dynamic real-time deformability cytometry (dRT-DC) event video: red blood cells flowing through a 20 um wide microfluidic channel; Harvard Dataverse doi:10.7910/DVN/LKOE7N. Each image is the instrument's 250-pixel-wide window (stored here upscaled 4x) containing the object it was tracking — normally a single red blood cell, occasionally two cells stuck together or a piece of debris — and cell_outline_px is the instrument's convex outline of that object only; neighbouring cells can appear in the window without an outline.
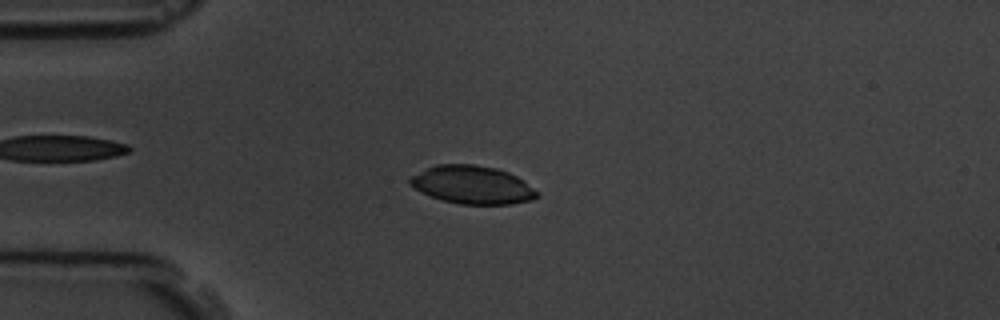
{"species": "common noctule bat (a hibernating species)", "species_latin": "Nyctalus noctula", "temperature_condition": "room temperature", "stored_images_in_passage": 8, "camera_frame_rate_fps": 3000, "um_per_image_px": 0.085, "animal": {"sex": "male", "body_mass_g": 19.5, "forearm_length_mm": 54.6}, "frame": {"image": 1, "passage_image": 4, "time_ms": 3.333, "image_size_px": [1000, 320], "cell_outline_px": [[540, 196], [532, 200], [512, 204], [460, 204], [440, 200], [420, 192], [408, 184], [408, 180], [412, 176], [436, 164], [476, 164], [496, 168], [508, 172], [516, 176], [540, 192]], "centroid_in_image_um": [40.16, 15.72], "position_along_channel_um": 44.8, "area_um2": 28.38}}
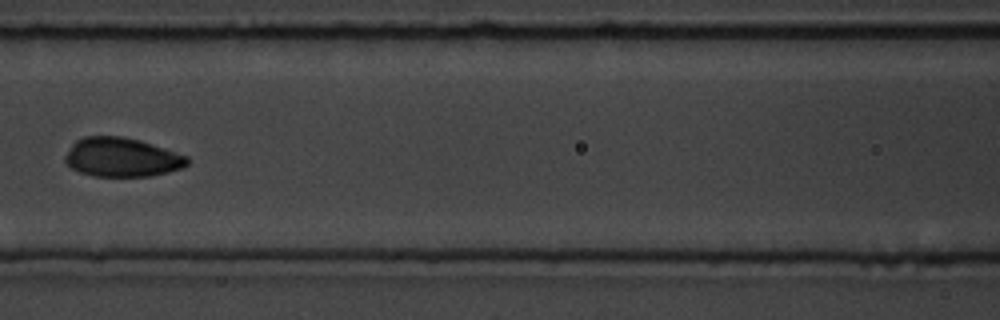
{"frame": {"image": 2, "passage_image": 7, "time_ms": 7.0, "image_size_px": [1000, 320], "cell_outline_px": [[188, 164], [180, 168], [168, 172], [152, 176], [92, 176], [80, 172], [72, 168], [64, 160], [64, 156], [72, 144], [76, 140], [84, 136], [120, 136], [140, 140], [188, 156]], "centroid_in_image_um": [10.33, 13.37], "position_along_channel_um": 156.3, "area_um2": 27.74}}
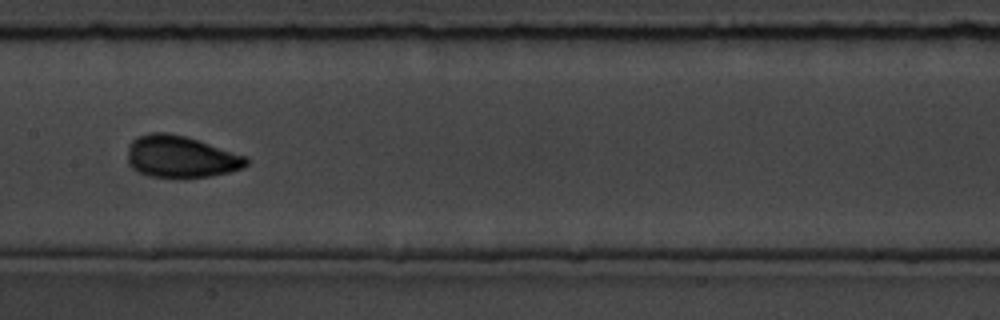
{"frame": {"image": 3, "passage_image": 8, "time_ms": 8.0, "image_size_px": [1000, 320], "cell_outline_px": [[248, 164], [244, 168], [212, 176], [176, 180], [148, 176], [132, 168], [128, 164], [128, 144], [136, 136], [152, 132], [164, 132], [184, 136], [248, 156]], "centroid_in_image_um": [15.36, 13.36], "position_along_channel_um": 192.0, "area_um2": 29.65}}